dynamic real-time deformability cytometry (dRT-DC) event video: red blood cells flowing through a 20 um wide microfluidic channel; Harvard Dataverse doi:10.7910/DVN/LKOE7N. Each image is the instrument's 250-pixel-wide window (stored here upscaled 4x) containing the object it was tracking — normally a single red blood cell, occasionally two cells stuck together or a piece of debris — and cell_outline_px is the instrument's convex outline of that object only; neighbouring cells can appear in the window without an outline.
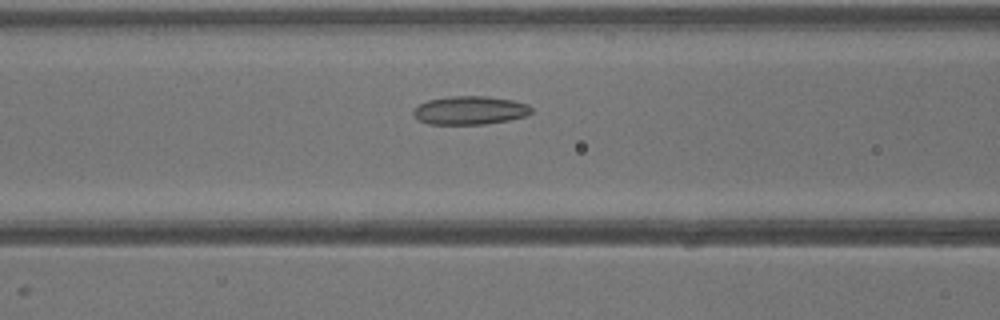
{"species": "common noctule bat (a hibernating species)", "species_latin": "Nyctalus noctula", "temperature_condition": "warm", "stored_images_in_passage": 39, "camera_frame_rate_fps": 3000, "um_per_image_px": 0.085, "animal": {"sex": "male", "body_mass_g": 13.3}, "frame": {"image": 1, "passage_image": 15, "time_ms": 4.667, "image_size_px": [1000, 320], "cell_outline_px": [[532, 112], [528, 116], [508, 120], [484, 124], [428, 124], [420, 120], [412, 112], [420, 104], [428, 100], [452, 96], [488, 96], [512, 100], [528, 104], [532, 108]], "centroid_in_image_um": [39.99, 9.38], "position_along_channel_um": 126.6, "area_um2": 19.48}}
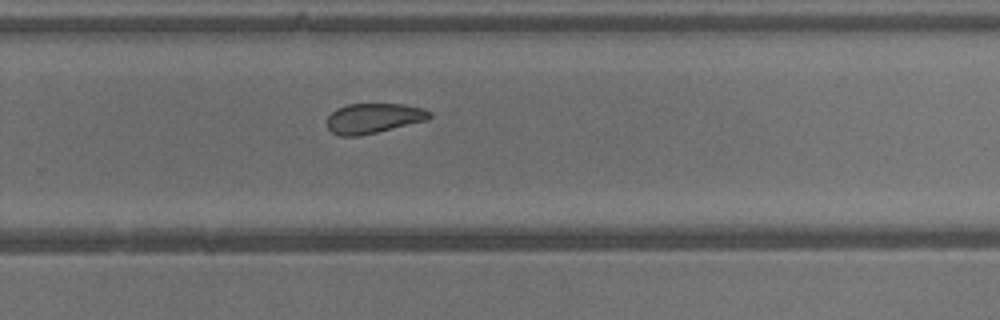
{"frame": {"image": 2, "passage_image": 25, "time_ms": 8.0, "image_size_px": [1000, 320], "cell_outline_px": [[432, 116], [428, 120], [360, 136], [340, 136], [332, 132], [328, 128], [328, 116], [336, 108], [348, 104], [404, 104], [424, 108], [432, 112]], "centroid_in_image_um": [31.78, 10.05], "position_along_channel_um": 298.0, "area_um2": 18.03}}
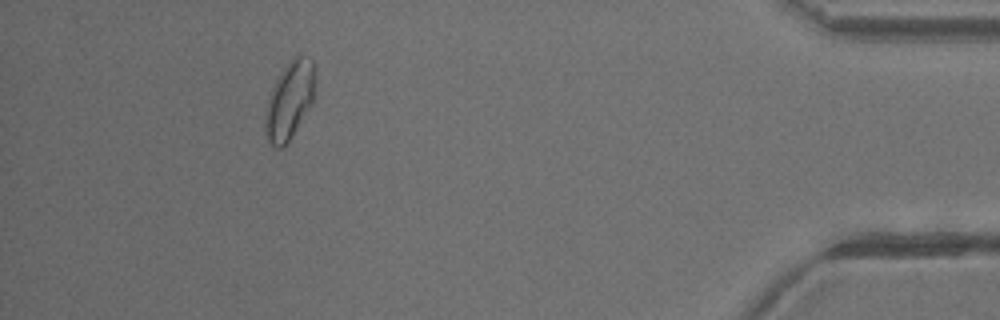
{"frame": {"image": 3, "passage_image": 35, "time_ms": 11.333, "image_size_px": [1000, 320], "cell_outline_px": [[316, 96], [312, 104], [288, 140], [280, 148], [276, 148], [268, 140], [264, 132], [264, 120], [268, 100], [272, 88], [280, 72], [288, 60], [296, 52], [300, 52], [312, 60], [316, 76]], "centroid_in_image_um": [24.65, 8.42], "position_along_channel_um": 410.6, "area_um2": 23.0}}